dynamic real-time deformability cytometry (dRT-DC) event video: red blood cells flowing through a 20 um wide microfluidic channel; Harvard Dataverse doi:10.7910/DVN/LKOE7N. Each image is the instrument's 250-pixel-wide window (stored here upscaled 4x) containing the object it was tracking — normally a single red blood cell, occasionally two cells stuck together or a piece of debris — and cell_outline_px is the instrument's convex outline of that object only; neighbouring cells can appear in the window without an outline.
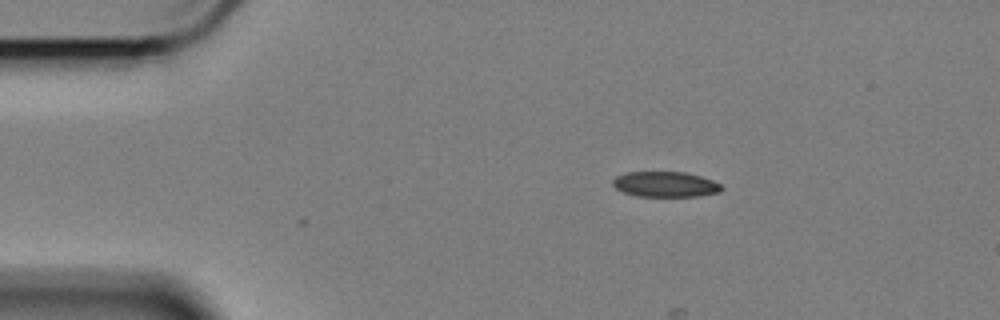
{"species": "Egyptian fruit bat (a non-hibernating species)", "species_latin": "Rousettus aegyptiacus", "temperature_condition": "cold", "stored_images_in_passage": 2, "camera_frame_rate_fps": 3000, "um_per_image_px": 0.085, "animal": {"sex": "female"}, "frame": {"image": 1, "passage_image": 2, "time_ms": 0.333, "image_size_px": [1000, 320], "cell_outline_px": [[724, 188], [720, 192], [700, 196], [636, 196], [624, 192], [616, 188], [612, 184], [612, 180], [616, 176], [624, 172], [684, 172], [700, 176], [712, 180], [720, 184]], "centroid_in_image_um": [56.55, 15.66], "position_along_channel_um": 28.5, "area_um2": 16.13}}